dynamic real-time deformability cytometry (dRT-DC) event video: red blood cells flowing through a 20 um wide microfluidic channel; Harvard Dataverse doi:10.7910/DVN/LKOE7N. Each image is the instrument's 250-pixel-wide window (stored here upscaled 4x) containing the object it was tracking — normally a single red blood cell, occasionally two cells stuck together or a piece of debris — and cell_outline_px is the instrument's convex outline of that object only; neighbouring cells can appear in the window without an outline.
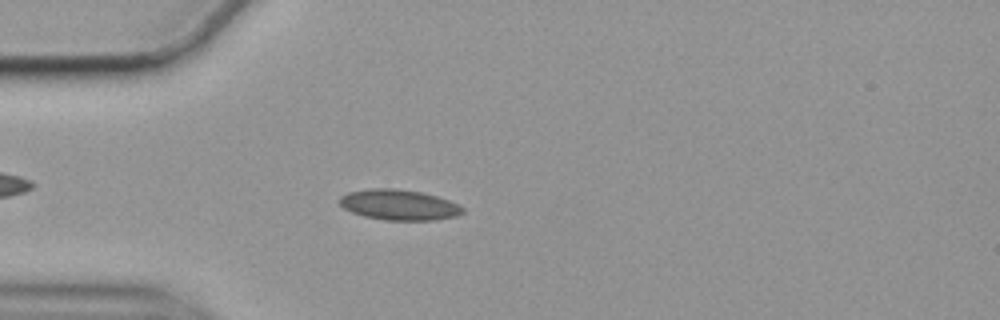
{"species": "common noctule bat (a hibernating species)", "species_latin": "Nyctalus noctula", "temperature_condition": "cold", "stored_images_in_passage": 53, "camera_frame_rate_fps": 3000, "um_per_image_px": 0.085, "animal": {"sex": "female", "body_mass_g": 19.9}, "frame": {"image": 1, "passage_image": 12, "time_ms": 3.667, "image_size_px": [1000, 320], "cell_outline_px": [[464, 212], [456, 216], [432, 220], [384, 220], [364, 216], [352, 212], [344, 208], [340, 204], [340, 196], [348, 192], [372, 188], [392, 188], [420, 192], [436, 196], [448, 200], [464, 208]], "centroid_in_image_um": [33.89, 17.41], "position_along_channel_um": 51.1, "area_um2": 21.68}}
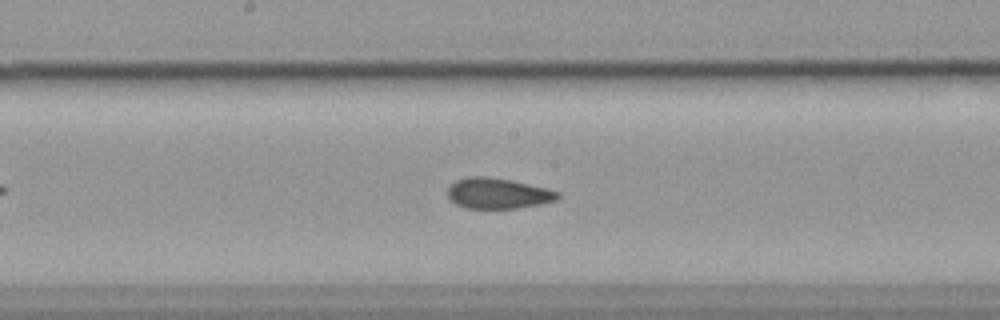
{"frame": {"image": 2, "passage_image": 26, "time_ms": 8.333, "image_size_px": [1000, 320], "cell_outline_px": [[560, 196], [556, 200], [540, 204], [520, 208], [464, 208], [456, 204], [448, 196], [448, 188], [456, 180], [468, 176], [488, 176], [512, 180], [560, 192]], "centroid_in_image_um": [42.31, 16.43], "position_along_channel_um": 205.9, "area_um2": 19.59}}
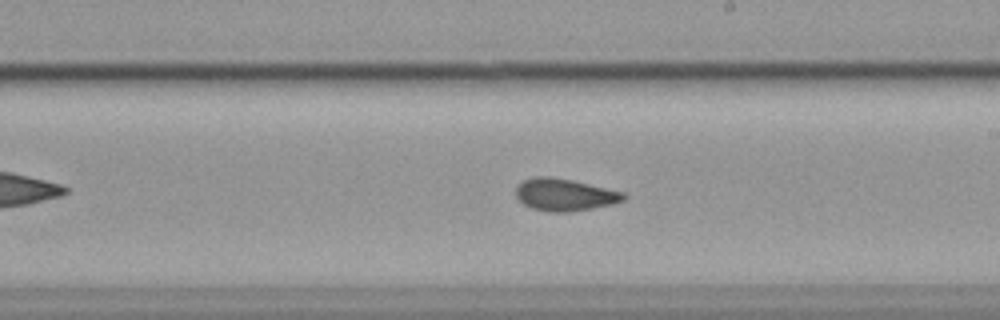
{"frame": {"image": 3, "passage_image": 29, "time_ms": 9.333, "image_size_px": [1000, 320], "cell_outline_px": [[628, 196], [624, 200], [612, 204], [592, 208], [568, 212], [548, 212], [532, 208], [524, 204], [516, 196], [516, 188], [524, 180], [536, 176], [548, 176], [572, 180], [624, 192]], "centroid_in_image_um": [48.01, 16.55], "position_along_channel_um": 241.0, "area_um2": 20.11}, "authors_computed_cell_mechanics": {"area_um2": 20.23, "velocity_mm_per_s": 3.5352, "shape_relaxation_time_tau1_ms": null, "shape_relaxation_time_tau2_ms": 1.8425, "deformation_change_tau1": null, "deformation_change_tau2": 0.0585}}